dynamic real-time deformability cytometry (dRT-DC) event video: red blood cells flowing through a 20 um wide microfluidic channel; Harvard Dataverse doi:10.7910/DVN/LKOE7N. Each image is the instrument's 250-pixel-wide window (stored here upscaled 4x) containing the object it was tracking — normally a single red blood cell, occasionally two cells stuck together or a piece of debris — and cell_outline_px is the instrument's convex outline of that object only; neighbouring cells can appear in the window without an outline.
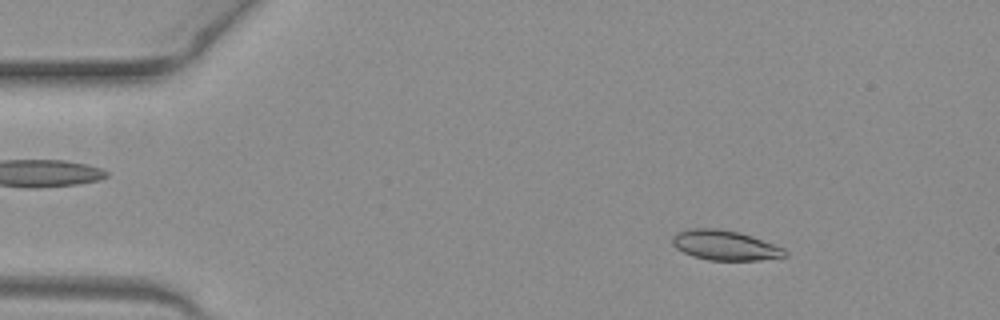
{"species": "common noctule bat (a hibernating species)", "species_latin": "Nyctalus noctula", "temperature_condition": "warm", "stored_images_in_passage": 51, "camera_frame_rate_fps": 3000, "um_per_image_px": 0.085, "animal": {"sex": "female", "body_mass_g": 19.3, "forearm_length_mm": 54.1}, "frame": {"image": 1, "passage_image": 7, "time_ms": 2.0, "image_size_px": [1000, 320], "cell_outline_px": [[788, 256], [760, 260], [708, 260], [692, 256], [676, 248], [672, 244], [672, 236], [676, 232], [688, 228], [716, 228], [736, 232], [752, 236], [784, 248], [788, 252]], "centroid_in_image_um": [61.6, 20.85], "position_along_channel_um": 23.4, "area_um2": 19.65}}
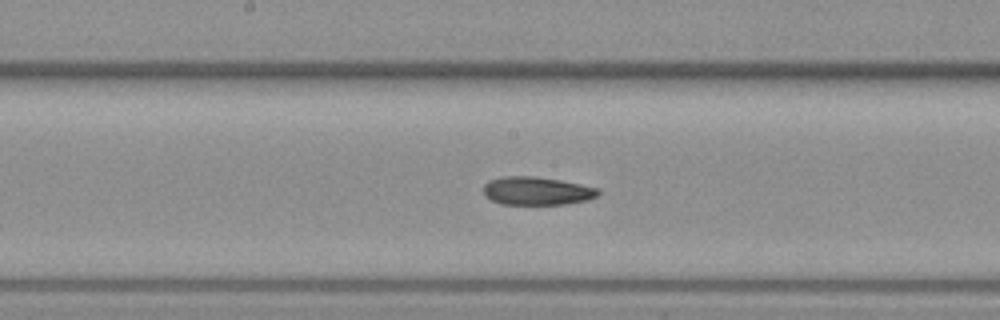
{"frame": {"image": 2, "passage_image": 26, "time_ms": 8.333, "image_size_px": [1000, 320], "cell_outline_px": [[600, 192], [596, 196], [588, 200], [568, 204], [500, 204], [484, 196], [484, 184], [488, 180], [500, 176], [532, 176], [560, 180], [600, 188]], "centroid_in_image_um": [45.62, 16.22], "position_along_channel_um": 202.6, "area_um2": 19.02}}
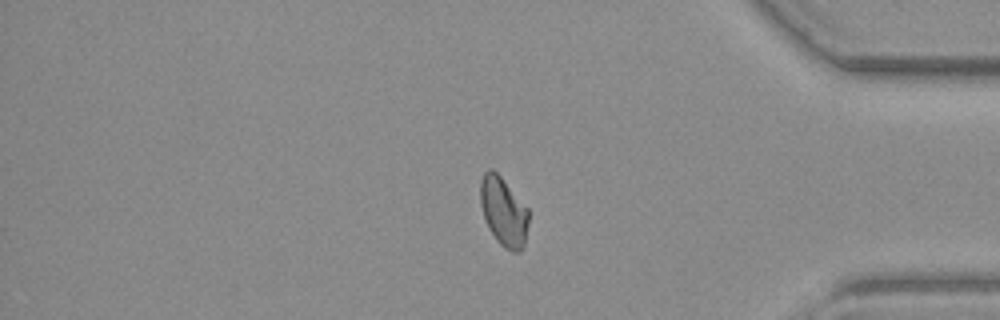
{"frame": {"image": 3, "passage_image": 42, "time_ms": 13.667, "image_size_px": [1000, 320], "cell_outline_px": [[528, 224], [524, 248], [520, 252], [512, 252], [504, 248], [496, 240], [488, 228], [480, 204], [480, 180], [484, 172], [488, 168], [492, 168], [500, 176], [528, 208]], "centroid_in_image_um": [42.8, 18.0], "position_along_channel_um": 392.4, "area_um2": 19.54}}